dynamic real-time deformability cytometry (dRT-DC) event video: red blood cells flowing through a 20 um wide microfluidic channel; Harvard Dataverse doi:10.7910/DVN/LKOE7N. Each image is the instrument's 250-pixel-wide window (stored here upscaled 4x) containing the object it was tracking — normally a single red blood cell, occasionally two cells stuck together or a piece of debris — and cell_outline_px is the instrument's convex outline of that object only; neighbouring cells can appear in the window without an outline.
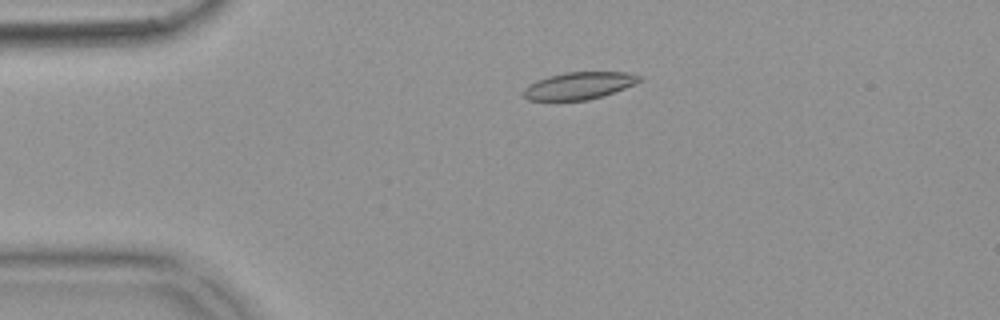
{"species": "common noctule bat (a hibernating species)", "species_latin": "Nyctalus noctula", "temperature_condition": "warm", "stored_images_in_passage": 55, "camera_frame_rate_fps": 3000, "um_per_image_px": 0.085, "animal": {"sex": "female", "body_mass_g": 18.4}, "frame": {"image": 1, "passage_image": 12, "time_ms": 3.667, "image_size_px": [1000, 320], "cell_outline_px": [[640, 80], [636, 84], [604, 96], [588, 100], [528, 100], [524, 96], [524, 88], [528, 84], [536, 80], [548, 76], [564, 72], [628, 72], [640, 76]], "centroid_in_image_um": [49.22, 7.28], "position_along_channel_um": 35.8, "area_um2": 18.44}}
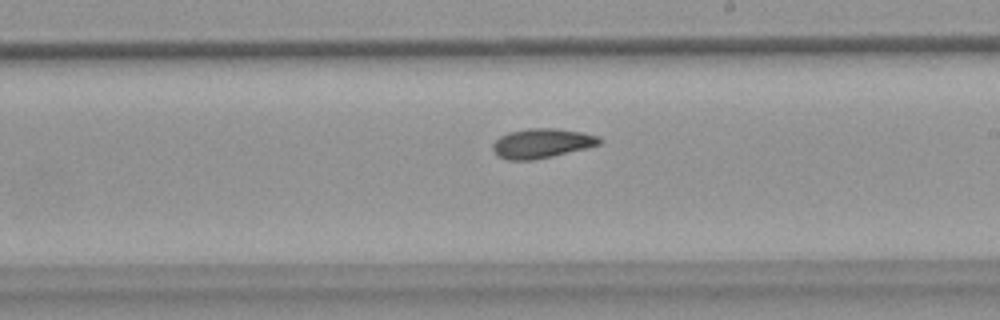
{"frame": {"image": 2, "passage_image": 32, "time_ms": 10.333, "image_size_px": [1000, 320], "cell_outline_px": [[600, 144], [552, 156], [532, 160], [508, 160], [496, 156], [492, 148], [492, 144], [500, 136], [508, 132], [528, 128], [556, 128], [580, 132], [600, 136]], "centroid_in_image_um": [45.99, 12.18], "position_along_channel_um": 243.0, "area_um2": 18.26}}
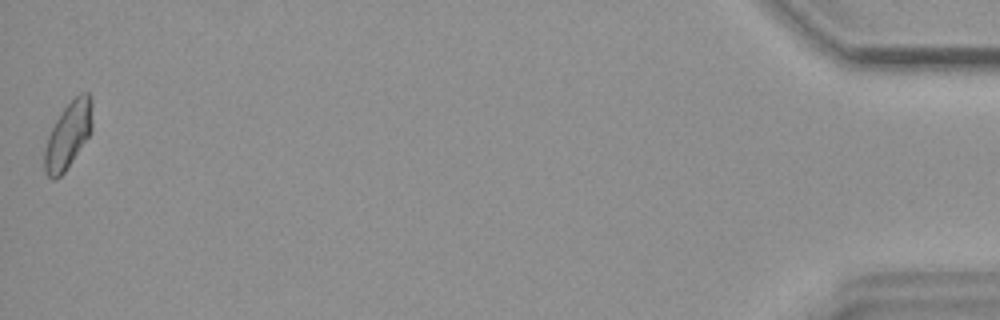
{"frame": {"image": 3, "passage_image": 55, "time_ms": 18.0, "image_size_px": [1000, 320], "cell_outline_px": [[92, 132], [64, 172], [56, 180], [52, 180], [44, 172], [44, 148], [48, 136], [56, 120], [64, 108], [80, 92], [88, 92], [92, 96]], "centroid_in_image_um": [5.8, 11.49], "position_along_channel_um": 429.4, "area_um2": 18.61}, "authors_computed_cell_mechanics": {"area_um2": 18.2648, "velocity_mm_per_s": 3.67, "shape_relaxation_time_tau1_ms": 11.245, "shape_relaxation_time_tau2_ms": 4.5562, "deformation_change_tau1": 0.2171, "deformation_change_tau2": 0.0974}}